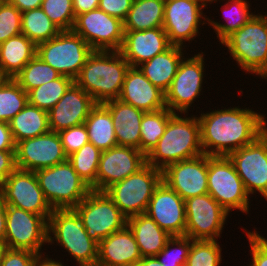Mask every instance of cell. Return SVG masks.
<instances>
[{"label": "cell", "instance_id": "6da1fadb", "mask_svg": "<svg viewBox=\"0 0 267 266\" xmlns=\"http://www.w3.org/2000/svg\"><path fill=\"white\" fill-rule=\"evenodd\" d=\"M201 145L208 156H228L254 142L267 130L265 115L239 107L201 113Z\"/></svg>", "mask_w": 267, "mask_h": 266}, {"label": "cell", "instance_id": "7a4b0ae2", "mask_svg": "<svg viewBox=\"0 0 267 266\" xmlns=\"http://www.w3.org/2000/svg\"><path fill=\"white\" fill-rule=\"evenodd\" d=\"M130 68L120 51H93L74 82L96 103L118 99Z\"/></svg>", "mask_w": 267, "mask_h": 266}, {"label": "cell", "instance_id": "3957f363", "mask_svg": "<svg viewBox=\"0 0 267 266\" xmlns=\"http://www.w3.org/2000/svg\"><path fill=\"white\" fill-rule=\"evenodd\" d=\"M203 153L198 117L175 113L168 121L157 146L146 156V163L163 170L169 164Z\"/></svg>", "mask_w": 267, "mask_h": 266}, {"label": "cell", "instance_id": "277c9868", "mask_svg": "<svg viewBox=\"0 0 267 266\" xmlns=\"http://www.w3.org/2000/svg\"><path fill=\"white\" fill-rule=\"evenodd\" d=\"M244 72L267 80V16L255 14L222 42Z\"/></svg>", "mask_w": 267, "mask_h": 266}, {"label": "cell", "instance_id": "5b68a950", "mask_svg": "<svg viewBox=\"0 0 267 266\" xmlns=\"http://www.w3.org/2000/svg\"><path fill=\"white\" fill-rule=\"evenodd\" d=\"M55 241L79 266H96L99 244L89 237L74 209H53L48 220V245Z\"/></svg>", "mask_w": 267, "mask_h": 266}, {"label": "cell", "instance_id": "8992f818", "mask_svg": "<svg viewBox=\"0 0 267 266\" xmlns=\"http://www.w3.org/2000/svg\"><path fill=\"white\" fill-rule=\"evenodd\" d=\"M35 174L53 209H74L92 191L68 160L39 169Z\"/></svg>", "mask_w": 267, "mask_h": 266}, {"label": "cell", "instance_id": "52a82bcc", "mask_svg": "<svg viewBox=\"0 0 267 266\" xmlns=\"http://www.w3.org/2000/svg\"><path fill=\"white\" fill-rule=\"evenodd\" d=\"M162 181V170L147 163L136 173L119 181L104 192L128 219L145 214L155 188Z\"/></svg>", "mask_w": 267, "mask_h": 266}, {"label": "cell", "instance_id": "ba28073f", "mask_svg": "<svg viewBox=\"0 0 267 266\" xmlns=\"http://www.w3.org/2000/svg\"><path fill=\"white\" fill-rule=\"evenodd\" d=\"M93 49L72 30L36 45V55L61 75L75 80Z\"/></svg>", "mask_w": 267, "mask_h": 266}, {"label": "cell", "instance_id": "9c48e42d", "mask_svg": "<svg viewBox=\"0 0 267 266\" xmlns=\"http://www.w3.org/2000/svg\"><path fill=\"white\" fill-rule=\"evenodd\" d=\"M208 193L228 212H249L250 196L228 156H208Z\"/></svg>", "mask_w": 267, "mask_h": 266}, {"label": "cell", "instance_id": "30bf717a", "mask_svg": "<svg viewBox=\"0 0 267 266\" xmlns=\"http://www.w3.org/2000/svg\"><path fill=\"white\" fill-rule=\"evenodd\" d=\"M74 210L83 219L89 237L98 244L127 225V218L105 192L92 190Z\"/></svg>", "mask_w": 267, "mask_h": 266}, {"label": "cell", "instance_id": "8fae6325", "mask_svg": "<svg viewBox=\"0 0 267 266\" xmlns=\"http://www.w3.org/2000/svg\"><path fill=\"white\" fill-rule=\"evenodd\" d=\"M4 247L36 254L48 243V221L41 215L6 204Z\"/></svg>", "mask_w": 267, "mask_h": 266}, {"label": "cell", "instance_id": "7c38bea8", "mask_svg": "<svg viewBox=\"0 0 267 266\" xmlns=\"http://www.w3.org/2000/svg\"><path fill=\"white\" fill-rule=\"evenodd\" d=\"M72 31L94 51H120L124 40V22L99 8L75 16Z\"/></svg>", "mask_w": 267, "mask_h": 266}, {"label": "cell", "instance_id": "4fadbf2b", "mask_svg": "<svg viewBox=\"0 0 267 266\" xmlns=\"http://www.w3.org/2000/svg\"><path fill=\"white\" fill-rule=\"evenodd\" d=\"M203 56L204 53L201 51L193 57H183L179 63L176 75L165 92V105L173 113L185 115L193 101L200 96L205 76Z\"/></svg>", "mask_w": 267, "mask_h": 266}, {"label": "cell", "instance_id": "5bb4252c", "mask_svg": "<svg viewBox=\"0 0 267 266\" xmlns=\"http://www.w3.org/2000/svg\"><path fill=\"white\" fill-rule=\"evenodd\" d=\"M5 204L43 216L47 221L53 208L46 200L35 172L17 168L0 185Z\"/></svg>", "mask_w": 267, "mask_h": 266}, {"label": "cell", "instance_id": "9a60e30c", "mask_svg": "<svg viewBox=\"0 0 267 266\" xmlns=\"http://www.w3.org/2000/svg\"><path fill=\"white\" fill-rule=\"evenodd\" d=\"M185 236L192 240H218L229 213L209 194L185 200Z\"/></svg>", "mask_w": 267, "mask_h": 266}, {"label": "cell", "instance_id": "2e32d148", "mask_svg": "<svg viewBox=\"0 0 267 266\" xmlns=\"http://www.w3.org/2000/svg\"><path fill=\"white\" fill-rule=\"evenodd\" d=\"M204 8L199 0H165L163 29L171 45L185 48L186 41L197 37L199 25L207 21Z\"/></svg>", "mask_w": 267, "mask_h": 266}, {"label": "cell", "instance_id": "e0dca14e", "mask_svg": "<svg viewBox=\"0 0 267 266\" xmlns=\"http://www.w3.org/2000/svg\"><path fill=\"white\" fill-rule=\"evenodd\" d=\"M249 195L267 196V130L254 142L228 155Z\"/></svg>", "mask_w": 267, "mask_h": 266}, {"label": "cell", "instance_id": "ac0fdd59", "mask_svg": "<svg viewBox=\"0 0 267 266\" xmlns=\"http://www.w3.org/2000/svg\"><path fill=\"white\" fill-rule=\"evenodd\" d=\"M16 166L35 172L68 160L57 132L21 140L15 144Z\"/></svg>", "mask_w": 267, "mask_h": 266}, {"label": "cell", "instance_id": "d6986e66", "mask_svg": "<svg viewBox=\"0 0 267 266\" xmlns=\"http://www.w3.org/2000/svg\"><path fill=\"white\" fill-rule=\"evenodd\" d=\"M208 155L169 164L162 170V181L184 201L208 193Z\"/></svg>", "mask_w": 267, "mask_h": 266}, {"label": "cell", "instance_id": "ffe728a7", "mask_svg": "<svg viewBox=\"0 0 267 266\" xmlns=\"http://www.w3.org/2000/svg\"><path fill=\"white\" fill-rule=\"evenodd\" d=\"M146 164V156L133 147L115 146L102 151L96 176V191L104 192L111 185L136 173Z\"/></svg>", "mask_w": 267, "mask_h": 266}, {"label": "cell", "instance_id": "44dd1931", "mask_svg": "<svg viewBox=\"0 0 267 266\" xmlns=\"http://www.w3.org/2000/svg\"><path fill=\"white\" fill-rule=\"evenodd\" d=\"M146 214L170 236H185V201L163 181L155 188Z\"/></svg>", "mask_w": 267, "mask_h": 266}, {"label": "cell", "instance_id": "7402d4cb", "mask_svg": "<svg viewBox=\"0 0 267 266\" xmlns=\"http://www.w3.org/2000/svg\"><path fill=\"white\" fill-rule=\"evenodd\" d=\"M96 104L93 98L74 82L58 103L48 111L50 131L59 133L84 124Z\"/></svg>", "mask_w": 267, "mask_h": 266}, {"label": "cell", "instance_id": "603a6c76", "mask_svg": "<svg viewBox=\"0 0 267 266\" xmlns=\"http://www.w3.org/2000/svg\"><path fill=\"white\" fill-rule=\"evenodd\" d=\"M171 44L163 27L147 30H124V40L120 53L128 61L130 67H138L163 53Z\"/></svg>", "mask_w": 267, "mask_h": 266}, {"label": "cell", "instance_id": "cb8c5ba5", "mask_svg": "<svg viewBox=\"0 0 267 266\" xmlns=\"http://www.w3.org/2000/svg\"><path fill=\"white\" fill-rule=\"evenodd\" d=\"M118 99L145 112L166 107L165 93L154 86L138 67H130L127 70Z\"/></svg>", "mask_w": 267, "mask_h": 266}, {"label": "cell", "instance_id": "d4e9b609", "mask_svg": "<svg viewBox=\"0 0 267 266\" xmlns=\"http://www.w3.org/2000/svg\"><path fill=\"white\" fill-rule=\"evenodd\" d=\"M142 259L133 232L126 225L99 243L96 266H131Z\"/></svg>", "mask_w": 267, "mask_h": 266}, {"label": "cell", "instance_id": "484cf974", "mask_svg": "<svg viewBox=\"0 0 267 266\" xmlns=\"http://www.w3.org/2000/svg\"><path fill=\"white\" fill-rule=\"evenodd\" d=\"M112 116L118 146L140 150V125L145 111L126 104L119 99L102 103Z\"/></svg>", "mask_w": 267, "mask_h": 266}, {"label": "cell", "instance_id": "4316f807", "mask_svg": "<svg viewBox=\"0 0 267 266\" xmlns=\"http://www.w3.org/2000/svg\"><path fill=\"white\" fill-rule=\"evenodd\" d=\"M182 51L186 50L181 46L171 45L163 53L157 54L151 60L139 65L138 68L154 86L165 93L184 57Z\"/></svg>", "mask_w": 267, "mask_h": 266}, {"label": "cell", "instance_id": "83f0119b", "mask_svg": "<svg viewBox=\"0 0 267 266\" xmlns=\"http://www.w3.org/2000/svg\"><path fill=\"white\" fill-rule=\"evenodd\" d=\"M127 226L134 234L142 257L157 256L172 237L146 213L129 217Z\"/></svg>", "mask_w": 267, "mask_h": 266}, {"label": "cell", "instance_id": "f1b7e54d", "mask_svg": "<svg viewBox=\"0 0 267 266\" xmlns=\"http://www.w3.org/2000/svg\"><path fill=\"white\" fill-rule=\"evenodd\" d=\"M36 55V45L18 34L0 44V76L14 78Z\"/></svg>", "mask_w": 267, "mask_h": 266}, {"label": "cell", "instance_id": "f546056e", "mask_svg": "<svg viewBox=\"0 0 267 266\" xmlns=\"http://www.w3.org/2000/svg\"><path fill=\"white\" fill-rule=\"evenodd\" d=\"M9 127L15 144L50 131L48 112L36 106L27 105L10 122Z\"/></svg>", "mask_w": 267, "mask_h": 266}, {"label": "cell", "instance_id": "4dcf8cb0", "mask_svg": "<svg viewBox=\"0 0 267 266\" xmlns=\"http://www.w3.org/2000/svg\"><path fill=\"white\" fill-rule=\"evenodd\" d=\"M84 125L88 131L89 142L99 150L106 151L118 146L112 116L102 103H97L91 109Z\"/></svg>", "mask_w": 267, "mask_h": 266}, {"label": "cell", "instance_id": "1f68e13d", "mask_svg": "<svg viewBox=\"0 0 267 266\" xmlns=\"http://www.w3.org/2000/svg\"><path fill=\"white\" fill-rule=\"evenodd\" d=\"M165 0H133L124 22V30L163 27Z\"/></svg>", "mask_w": 267, "mask_h": 266}, {"label": "cell", "instance_id": "d6a6232c", "mask_svg": "<svg viewBox=\"0 0 267 266\" xmlns=\"http://www.w3.org/2000/svg\"><path fill=\"white\" fill-rule=\"evenodd\" d=\"M221 6L227 23L215 22L209 18H207L206 23L213 27L220 43L231 33L239 30L255 15L249 11V9L251 10L250 4L246 0H229L224 6Z\"/></svg>", "mask_w": 267, "mask_h": 266}, {"label": "cell", "instance_id": "836d02e7", "mask_svg": "<svg viewBox=\"0 0 267 266\" xmlns=\"http://www.w3.org/2000/svg\"><path fill=\"white\" fill-rule=\"evenodd\" d=\"M21 32L37 45L56 37L61 30L40 7L22 13Z\"/></svg>", "mask_w": 267, "mask_h": 266}, {"label": "cell", "instance_id": "e575fe53", "mask_svg": "<svg viewBox=\"0 0 267 266\" xmlns=\"http://www.w3.org/2000/svg\"><path fill=\"white\" fill-rule=\"evenodd\" d=\"M165 107L154 112H145L140 125V151L147 156L158 144L164 134L169 119L174 115Z\"/></svg>", "mask_w": 267, "mask_h": 266}, {"label": "cell", "instance_id": "d590c367", "mask_svg": "<svg viewBox=\"0 0 267 266\" xmlns=\"http://www.w3.org/2000/svg\"><path fill=\"white\" fill-rule=\"evenodd\" d=\"M28 103V93L12 78L0 80V121L9 123Z\"/></svg>", "mask_w": 267, "mask_h": 266}, {"label": "cell", "instance_id": "8d00e7d4", "mask_svg": "<svg viewBox=\"0 0 267 266\" xmlns=\"http://www.w3.org/2000/svg\"><path fill=\"white\" fill-rule=\"evenodd\" d=\"M73 83L72 78L61 75L53 81L30 90L28 103L48 112L58 103Z\"/></svg>", "mask_w": 267, "mask_h": 266}, {"label": "cell", "instance_id": "74e56055", "mask_svg": "<svg viewBox=\"0 0 267 266\" xmlns=\"http://www.w3.org/2000/svg\"><path fill=\"white\" fill-rule=\"evenodd\" d=\"M101 152L91 142H88L68 156L73 169L93 191H96V176Z\"/></svg>", "mask_w": 267, "mask_h": 266}, {"label": "cell", "instance_id": "f35d334b", "mask_svg": "<svg viewBox=\"0 0 267 266\" xmlns=\"http://www.w3.org/2000/svg\"><path fill=\"white\" fill-rule=\"evenodd\" d=\"M60 76L58 71L35 55L13 79L28 93Z\"/></svg>", "mask_w": 267, "mask_h": 266}, {"label": "cell", "instance_id": "ab89813d", "mask_svg": "<svg viewBox=\"0 0 267 266\" xmlns=\"http://www.w3.org/2000/svg\"><path fill=\"white\" fill-rule=\"evenodd\" d=\"M218 240H192L186 266H220L222 249Z\"/></svg>", "mask_w": 267, "mask_h": 266}, {"label": "cell", "instance_id": "60d3db41", "mask_svg": "<svg viewBox=\"0 0 267 266\" xmlns=\"http://www.w3.org/2000/svg\"><path fill=\"white\" fill-rule=\"evenodd\" d=\"M191 246L190 237L173 236L156 257L163 266H186Z\"/></svg>", "mask_w": 267, "mask_h": 266}, {"label": "cell", "instance_id": "b9f144b4", "mask_svg": "<svg viewBox=\"0 0 267 266\" xmlns=\"http://www.w3.org/2000/svg\"><path fill=\"white\" fill-rule=\"evenodd\" d=\"M41 8L61 31L72 30L75 21L72 0H43Z\"/></svg>", "mask_w": 267, "mask_h": 266}, {"label": "cell", "instance_id": "7bdbcfd3", "mask_svg": "<svg viewBox=\"0 0 267 266\" xmlns=\"http://www.w3.org/2000/svg\"><path fill=\"white\" fill-rule=\"evenodd\" d=\"M22 13L7 0H0V44L21 34Z\"/></svg>", "mask_w": 267, "mask_h": 266}, {"label": "cell", "instance_id": "ee69618b", "mask_svg": "<svg viewBox=\"0 0 267 266\" xmlns=\"http://www.w3.org/2000/svg\"><path fill=\"white\" fill-rule=\"evenodd\" d=\"M58 134L67 156L78 151L83 145L89 142L88 131L84 124L62 130Z\"/></svg>", "mask_w": 267, "mask_h": 266}, {"label": "cell", "instance_id": "f6af8a7d", "mask_svg": "<svg viewBox=\"0 0 267 266\" xmlns=\"http://www.w3.org/2000/svg\"><path fill=\"white\" fill-rule=\"evenodd\" d=\"M243 230L246 231L252 256V262L248 266H267V239L257 231Z\"/></svg>", "mask_w": 267, "mask_h": 266}, {"label": "cell", "instance_id": "bcb514c9", "mask_svg": "<svg viewBox=\"0 0 267 266\" xmlns=\"http://www.w3.org/2000/svg\"><path fill=\"white\" fill-rule=\"evenodd\" d=\"M38 254L28 250L4 248L0 266H34Z\"/></svg>", "mask_w": 267, "mask_h": 266}, {"label": "cell", "instance_id": "7dc6e473", "mask_svg": "<svg viewBox=\"0 0 267 266\" xmlns=\"http://www.w3.org/2000/svg\"><path fill=\"white\" fill-rule=\"evenodd\" d=\"M133 0H99V9L108 15L124 21L132 6Z\"/></svg>", "mask_w": 267, "mask_h": 266}, {"label": "cell", "instance_id": "c3c4849f", "mask_svg": "<svg viewBox=\"0 0 267 266\" xmlns=\"http://www.w3.org/2000/svg\"><path fill=\"white\" fill-rule=\"evenodd\" d=\"M16 169L15 150L0 151V185Z\"/></svg>", "mask_w": 267, "mask_h": 266}, {"label": "cell", "instance_id": "681fc988", "mask_svg": "<svg viewBox=\"0 0 267 266\" xmlns=\"http://www.w3.org/2000/svg\"><path fill=\"white\" fill-rule=\"evenodd\" d=\"M15 150V142L13 140L9 123L0 121V151Z\"/></svg>", "mask_w": 267, "mask_h": 266}, {"label": "cell", "instance_id": "f907efd6", "mask_svg": "<svg viewBox=\"0 0 267 266\" xmlns=\"http://www.w3.org/2000/svg\"><path fill=\"white\" fill-rule=\"evenodd\" d=\"M75 16L97 9L99 0H72Z\"/></svg>", "mask_w": 267, "mask_h": 266}, {"label": "cell", "instance_id": "816d5d0a", "mask_svg": "<svg viewBox=\"0 0 267 266\" xmlns=\"http://www.w3.org/2000/svg\"><path fill=\"white\" fill-rule=\"evenodd\" d=\"M14 5L21 13L41 7L43 0H7Z\"/></svg>", "mask_w": 267, "mask_h": 266}, {"label": "cell", "instance_id": "f5cc1de1", "mask_svg": "<svg viewBox=\"0 0 267 266\" xmlns=\"http://www.w3.org/2000/svg\"><path fill=\"white\" fill-rule=\"evenodd\" d=\"M6 204L0 198V245L4 246L6 233Z\"/></svg>", "mask_w": 267, "mask_h": 266}, {"label": "cell", "instance_id": "db71d44e", "mask_svg": "<svg viewBox=\"0 0 267 266\" xmlns=\"http://www.w3.org/2000/svg\"><path fill=\"white\" fill-rule=\"evenodd\" d=\"M60 261L61 260H52L48 255L45 257V254L41 253L37 255L34 266H64L63 262Z\"/></svg>", "mask_w": 267, "mask_h": 266}, {"label": "cell", "instance_id": "11a10c76", "mask_svg": "<svg viewBox=\"0 0 267 266\" xmlns=\"http://www.w3.org/2000/svg\"><path fill=\"white\" fill-rule=\"evenodd\" d=\"M131 266H163L156 256L142 257L139 261Z\"/></svg>", "mask_w": 267, "mask_h": 266}, {"label": "cell", "instance_id": "9f6ffc18", "mask_svg": "<svg viewBox=\"0 0 267 266\" xmlns=\"http://www.w3.org/2000/svg\"><path fill=\"white\" fill-rule=\"evenodd\" d=\"M201 2V4L206 8V6L208 5L207 3H212V2H217V0H199ZM220 1V0H218ZM222 1V0H221ZM229 1V0H227Z\"/></svg>", "mask_w": 267, "mask_h": 266}, {"label": "cell", "instance_id": "6f0895ef", "mask_svg": "<svg viewBox=\"0 0 267 266\" xmlns=\"http://www.w3.org/2000/svg\"><path fill=\"white\" fill-rule=\"evenodd\" d=\"M4 248L5 247L3 245H0V258H1V255H2V252H3Z\"/></svg>", "mask_w": 267, "mask_h": 266}]
</instances>
